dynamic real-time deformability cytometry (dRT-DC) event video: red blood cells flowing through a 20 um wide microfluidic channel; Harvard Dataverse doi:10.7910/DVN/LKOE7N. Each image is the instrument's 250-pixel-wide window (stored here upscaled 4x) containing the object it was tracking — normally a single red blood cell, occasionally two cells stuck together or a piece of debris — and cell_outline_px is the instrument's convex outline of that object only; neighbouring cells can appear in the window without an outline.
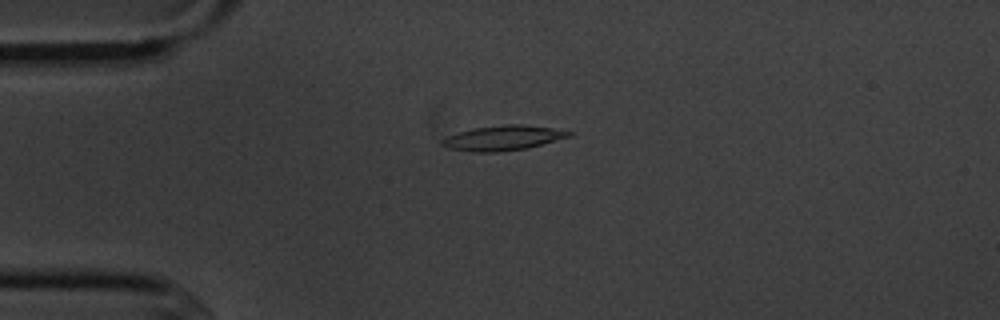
{"species": "common noctule bat (a hibernating species)", "species_latin": "Nyctalus noctula", "temperature_condition": "cold", "stored_images_in_passage": 2, "camera_frame_rate_fps": 3000, "um_per_image_px": 0.085, "animal": {"sex": "male", "body_mass_g": 20.1, "forearm_length_mm": 53.5}, "frame": {"image": 1, "passage_image": 1, "time_ms": 0.0, "image_size_px": [1000, 320], "cell_outline_px": [[572, 136], [528, 148], [496, 152], [472, 152], [448, 148], [440, 144], [440, 140], [448, 136], [460, 132], [476, 128], [504, 124], [524, 124], [552, 128], [572, 132]], "centroid_in_image_um": [42.76, 11.73], "position_along_channel_um": 42.2, "area_um2": 18.32}}